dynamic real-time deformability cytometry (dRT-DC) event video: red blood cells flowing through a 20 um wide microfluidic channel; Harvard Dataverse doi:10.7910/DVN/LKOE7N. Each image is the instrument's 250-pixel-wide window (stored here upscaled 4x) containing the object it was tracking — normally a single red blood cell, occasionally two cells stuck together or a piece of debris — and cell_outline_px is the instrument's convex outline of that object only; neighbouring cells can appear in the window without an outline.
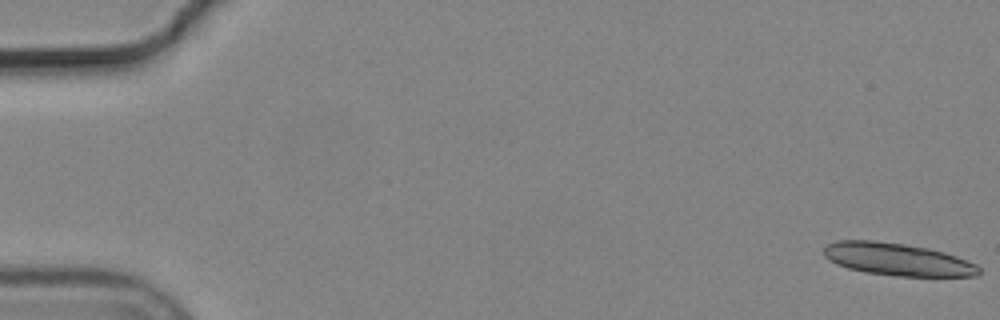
{"species": "common noctule bat (a hibernating species)", "species_latin": "Nyctalus noctula", "temperature_condition": "cold", "stored_images_in_passage": 10, "camera_frame_rate_fps": 3000, "um_per_image_px": 0.085, "animal": {"sex": "male", "body_mass_g": 19.2, "forearm_length_mm": 51.8}, "frame": {"image": 1, "passage_image": 1, "time_ms": 0.0, "image_size_px": [1000, 320], "cell_outline_px": [[980, 272], [976, 276], [896, 276], [868, 272], [848, 268], [836, 264], [828, 260], [824, 256], [824, 248], [828, 244], [836, 240], [872, 240], [904, 244], [928, 248], [944, 252], [968, 260], [976, 264], [980, 268]], "centroid_in_image_um": [76.28, 22.04], "position_along_channel_um": 8.7, "area_um2": 29.3}}